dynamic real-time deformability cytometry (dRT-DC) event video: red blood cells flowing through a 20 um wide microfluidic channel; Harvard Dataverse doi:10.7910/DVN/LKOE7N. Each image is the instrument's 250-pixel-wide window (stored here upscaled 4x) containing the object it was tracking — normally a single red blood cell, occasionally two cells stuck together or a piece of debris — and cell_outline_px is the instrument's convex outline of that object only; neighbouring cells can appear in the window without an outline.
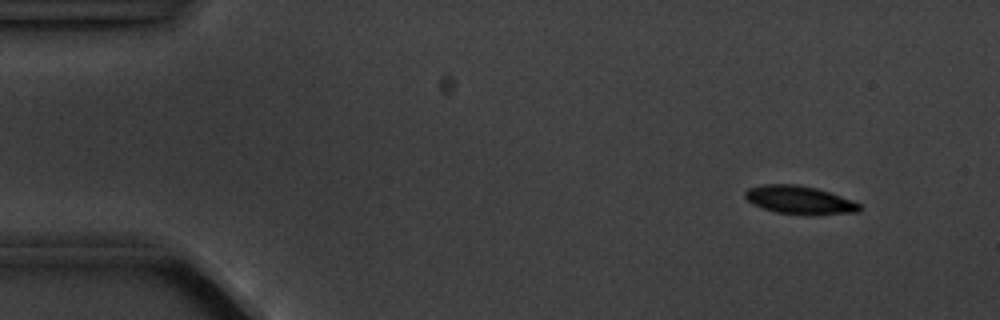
{"species": "common noctule bat (a hibernating species)", "species_latin": "Nyctalus noctula", "temperature_condition": "cold", "stored_images_in_passage": 5, "camera_frame_rate_fps": 3000, "um_per_image_px": 0.085, "animal": {"sex": "male", "body_mass_g": 20.1, "forearm_length_mm": 53.5}, "frame": {"image": 1, "passage_image": 2, "time_ms": 1.0, "image_size_px": [1000, 320], "cell_outline_px": [[864, 208], [860, 212], [816, 216], [804, 216], [776, 212], [752, 204], [744, 196], [744, 192], [748, 188], [764, 184], [796, 184], [816, 188], [852, 200], [860, 204]], "centroid_in_image_um": [68.0, 17.03], "position_along_channel_um": 17.0, "area_um2": 19.25}}